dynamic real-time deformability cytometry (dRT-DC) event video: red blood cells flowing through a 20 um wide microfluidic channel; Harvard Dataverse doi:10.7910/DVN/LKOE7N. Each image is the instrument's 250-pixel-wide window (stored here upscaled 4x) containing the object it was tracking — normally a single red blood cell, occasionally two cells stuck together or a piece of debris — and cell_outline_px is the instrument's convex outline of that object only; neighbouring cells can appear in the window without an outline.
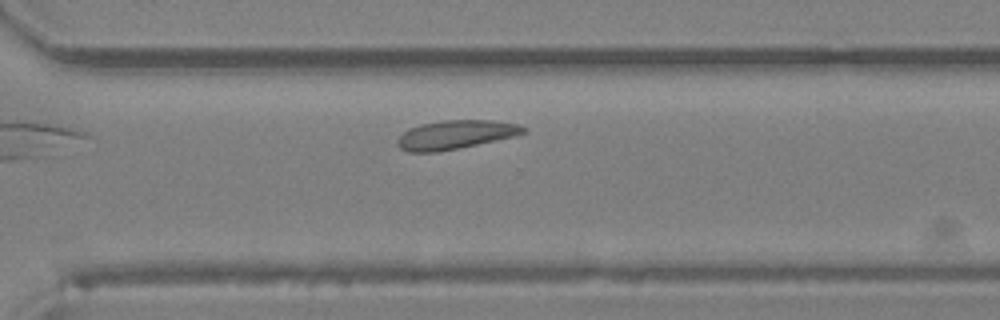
{"species": "Egyptian fruit bat (a non-hibernating species)", "species_latin": "Rousettus aegyptiacus", "temperature_condition": "room temperature", "stored_images_in_passage": 15, "camera_frame_rate_fps": 3000, "um_per_image_px": 0.085, "animal": {"sex": "female"}, "frame": {"image": 1, "passage_image": 15, "time_ms": 4.667, "image_size_px": [1000, 320], "cell_outline_px": [[528, 132], [512, 136], [476, 144], [436, 152], [408, 152], [400, 148], [396, 144], [396, 140], [408, 128], [420, 124], [444, 120], [492, 120], [520, 124], [528, 128]], "centroid_in_image_um": [38.7, 11.43], "position_along_channel_um": 331.9, "area_um2": 21.04}}